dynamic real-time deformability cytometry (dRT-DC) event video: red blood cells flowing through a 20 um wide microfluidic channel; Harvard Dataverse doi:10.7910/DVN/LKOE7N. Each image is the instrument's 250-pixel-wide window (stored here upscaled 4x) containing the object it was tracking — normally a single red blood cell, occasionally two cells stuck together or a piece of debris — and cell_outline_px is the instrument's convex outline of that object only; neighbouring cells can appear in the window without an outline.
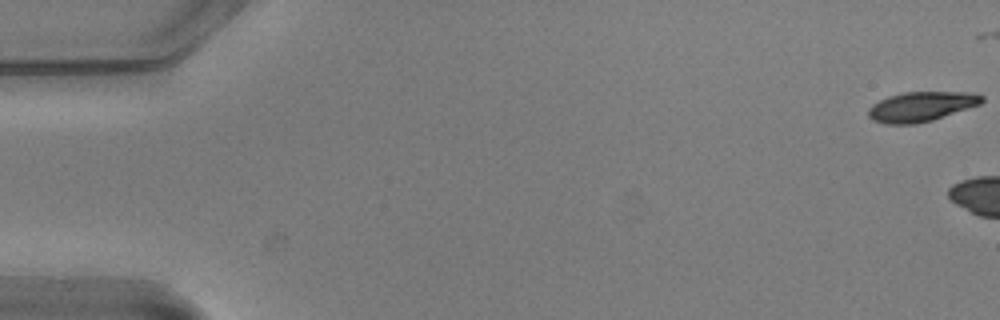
{"species": "common noctule bat (a hibernating species)", "species_latin": "Nyctalus noctula", "temperature_condition": "warm", "stored_images_in_passage": 5, "camera_frame_rate_fps": 3000, "um_per_image_px": 0.085, "animal": {"sex": "male", "body_mass_g": 20.5, "forearm_length_mm": 52.5}, "frame": {"image": 1, "passage_image": 1, "time_ms": 0.0, "image_size_px": [1000, 320], "cell_outline_px": [[984, 100], [980, 104], [932, 120], [916, 124], [884, 124], [872, 120], [868, 116], [868, 108], [872, 104], [888, 96], [904, 92], [968, 92], [984, 96]], "centroid_in_image_um": [78.27, 9.06], "position_along_channel_um": 6.7, "area_um2": 19.65}}